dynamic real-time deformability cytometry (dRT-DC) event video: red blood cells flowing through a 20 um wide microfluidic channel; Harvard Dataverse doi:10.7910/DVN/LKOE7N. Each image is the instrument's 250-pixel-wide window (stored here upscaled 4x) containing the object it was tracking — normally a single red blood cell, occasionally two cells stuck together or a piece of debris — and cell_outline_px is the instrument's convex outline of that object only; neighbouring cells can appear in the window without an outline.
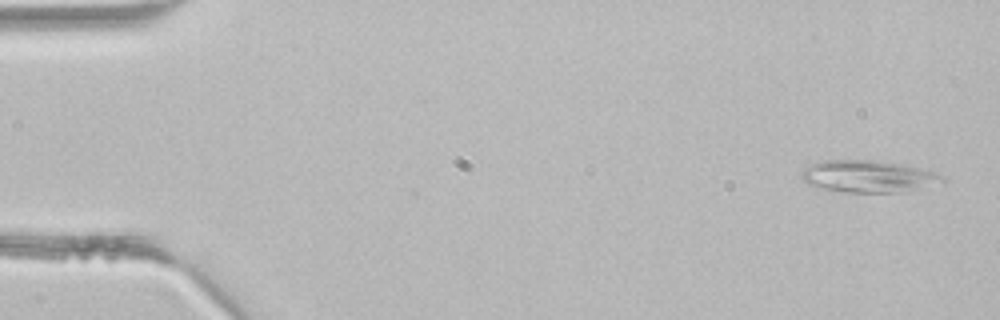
{"species": "common noctule bat (a hibernating species)", "species_latin": "Nyctalus noctula", "temperature_condition": "room temperature", "stored_images_in_passage": 4, "camera_frame_rate_fps": 3000, "um_per_image_px": 0.085, "animal": {"sex": "male", "body_mass_g": 21.5, "forearm_length_mm": 52.0}, "frame": {"image": 1, "passage_image": 1, "time_ms": 0.0, "image_size_px": [1000, 320], "cell_outline_px": [[944, 180], [896, 192], [844, 192], [824, 188], [808, 184], [800, 176], [800, 172], [804, 168], [812, 164], [824, 160], [872, 160], [896, 164], [916, 168], [932, 172], [944, 176]], "centroid_in_image_um": [73.64, 14.98], "position_along_channel_um": 11.4, "area_um2": 25.14}}
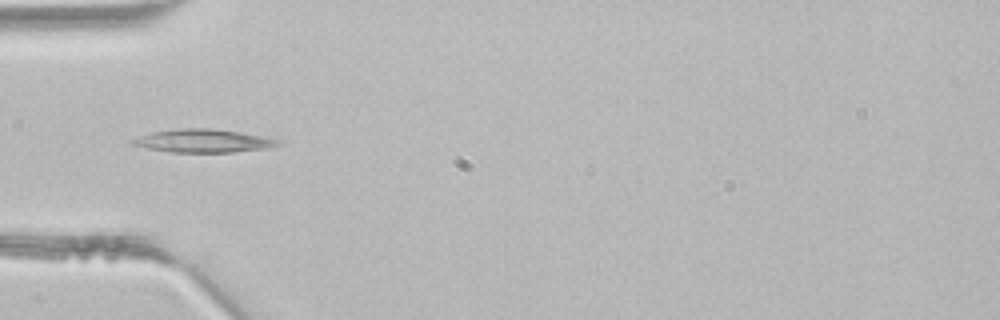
{"frame": {"image": 2, "passage_image": 4, "time_ms": 1.0, "image_size_px": [1000, 320], "cell_outline_px": [[280, 144], [268, 148], [232, 152], [168, 152], [148, 148], [132, 144], [132, 140], [140, 136], [152, 132], [180, 128], [208, 128], [240, 132], [260, 136], [276, 140]], "centroid_in_image_um": [17.24, 11.97], "position_along_channel_um": 67.8, "area_um2": 19.25}}